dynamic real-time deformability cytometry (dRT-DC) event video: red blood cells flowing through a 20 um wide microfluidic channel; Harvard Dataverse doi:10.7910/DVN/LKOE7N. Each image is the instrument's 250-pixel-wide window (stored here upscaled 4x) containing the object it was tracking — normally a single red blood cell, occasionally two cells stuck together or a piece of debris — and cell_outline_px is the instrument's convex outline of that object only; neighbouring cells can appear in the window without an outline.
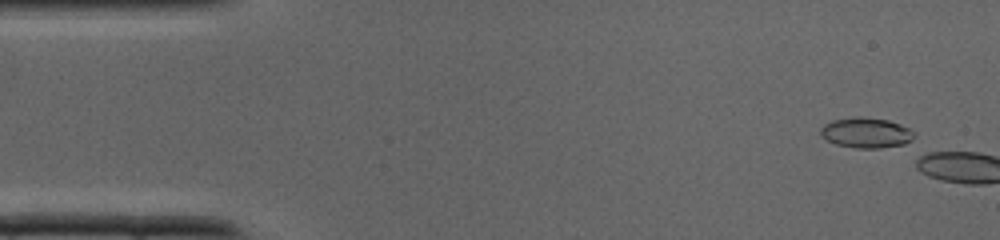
{"species": "common noctule bat (a hibernating species)", "species_latin": "Nyctalus noctula", "temperature_condition": "cold", "stored_images_in_passage": 3, "camera_frame_rate_fps": 3000, "um_per_image_px": 0.085, "animal": {"sex": "male", "body_mass_g": 19.0, "forearm_length_mm": 50.8}, "frame": {"image": 1, "passage_image": 1, "time_ms": 0.0, "image_size_px": [1000, 240], "cell_outline_px": [[916, 136], [912, 140], [904, 144], [880, 148], [856, 148], [836, 144], [820, 136], [820, 128], [824, 124], [832, 120], [852, 116], [860, 116], [888, 120], [900, 124], [916, 132]], "centroid_in_image_um": [73.62, 11.27], "position_along_channel_um": 11.4, "area_um2": 16.76}}